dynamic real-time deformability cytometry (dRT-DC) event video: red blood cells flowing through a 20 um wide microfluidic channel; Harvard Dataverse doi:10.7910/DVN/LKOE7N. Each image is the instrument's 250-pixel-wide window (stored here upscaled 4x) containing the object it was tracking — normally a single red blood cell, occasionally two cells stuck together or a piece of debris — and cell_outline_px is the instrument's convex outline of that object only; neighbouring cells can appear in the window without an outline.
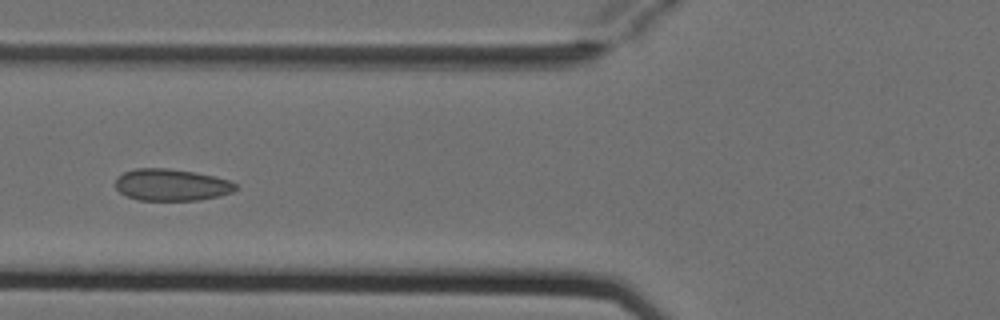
{"species": "Egyptian fruit bat (a non-hibernating species)", "species_latin": "Rousettus aegyptiacus", "temperature_condition": "cold", "stored_images_in_passage": 6, "camera_frame_rate_fps": 3000, "um_per_image_px": 0.085, "animal": {"sex": "female"}, "frame": {"image": 1, "passage_image": 6, "time_ms": 1.667, "image_size_px": [1000, 320], "cell_outline_px": [[240, 188], [232, 192], [220, 196], [200, 200], [136, 200], [120, 192], [116, 188], [116, 176], [124, 172], [136, 168], [168, 168], [216, 176], [228, 180], [236, 184]], "centroid_in_image_um": [14.59, 15.71], "position_along_channel_um": 111.2, "area_um2": 22.43}}